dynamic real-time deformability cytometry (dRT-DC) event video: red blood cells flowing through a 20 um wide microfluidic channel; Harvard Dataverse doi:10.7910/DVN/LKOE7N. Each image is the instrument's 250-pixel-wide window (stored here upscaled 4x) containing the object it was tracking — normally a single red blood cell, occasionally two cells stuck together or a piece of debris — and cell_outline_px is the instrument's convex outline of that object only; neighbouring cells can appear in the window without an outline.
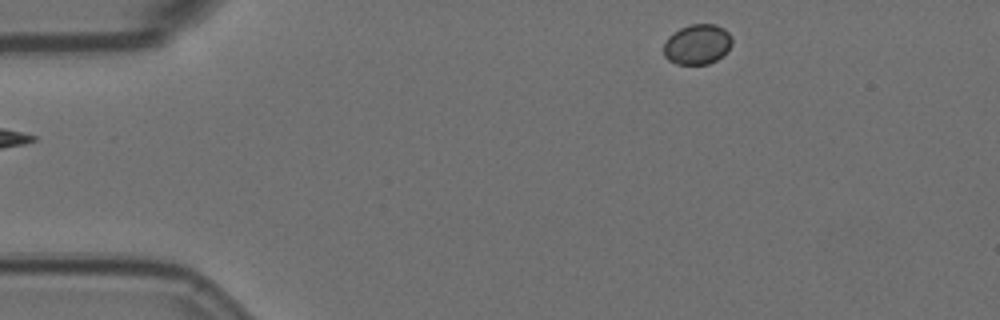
{"species": "Egyptian fruit bat (a non-hibernating species)", "species_latin": "Rousettus aegyptiacus", "temperature_condition": "room temperature", "stored_images_in_passage": 4, "segment_of_instrument_passage": [2, 2], "camera_frame_rate_fps": 3000, "um_per_image_px": 0.085, "animal": {"sex": "female"}, "frame": {"image": 1, "passage_image": 4, "time_ms": 1.0, "image_size_px": [1000, 320], "cell_outline_px": [[732, 44], [716, 60], [708, 64], [676, 64], [668, 60], [664, 56], [664, 44], [668, 36], [680, 28], [688, 24], [716, 24], [724, 28], [732, 36]], "centroid_in_image_um": [59.25, 3.75], "position_along_channel_um": 25.7, "area_um2": 16.01}}